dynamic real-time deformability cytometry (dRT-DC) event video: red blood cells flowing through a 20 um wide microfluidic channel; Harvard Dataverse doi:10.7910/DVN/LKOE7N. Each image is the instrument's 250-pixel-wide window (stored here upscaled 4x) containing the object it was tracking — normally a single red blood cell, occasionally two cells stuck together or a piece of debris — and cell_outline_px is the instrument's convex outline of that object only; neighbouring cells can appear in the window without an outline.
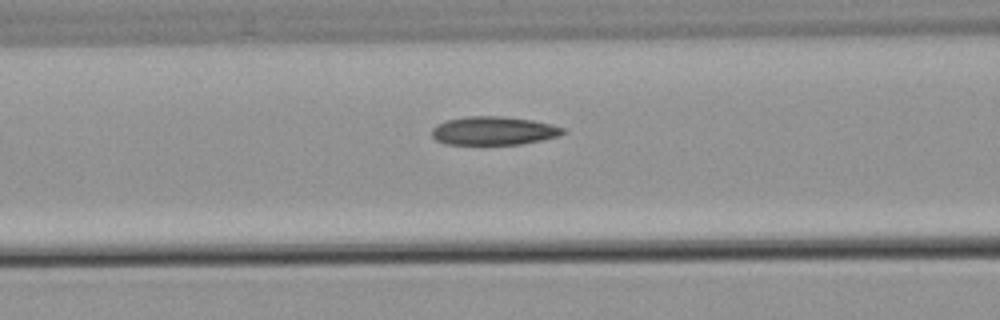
{"species": "common noctule bat (a hibernating species)", "species_latin": "Nyctalus noctula", "temperature_condition": "warm", "stored_images_in_passage": 5, "camera_frame_rate_fps": 3000, "um_per_image_px": 0.085, "animal": {"sex": "male", "body_mass_g": 21.5, "forearm_length_mm": 52.0}, "frame": {"image": 1, "passage_image": 5, "time_ms": 6.333, "image_size_px": [1000, 320], "cell_outline_px": [[564, 132], [560, 136], [520, 144], [448, 144], [436, 140], [432, 136], [432, 128], [436, 124], [448, 120], [468, 116], [500, 116], [532, 120], [552, 124], [564, 128]], "centroid_in_image_um": [41.96, 11.11], "position_along_channel_um": 124.6, "area_um2": 21.62}}